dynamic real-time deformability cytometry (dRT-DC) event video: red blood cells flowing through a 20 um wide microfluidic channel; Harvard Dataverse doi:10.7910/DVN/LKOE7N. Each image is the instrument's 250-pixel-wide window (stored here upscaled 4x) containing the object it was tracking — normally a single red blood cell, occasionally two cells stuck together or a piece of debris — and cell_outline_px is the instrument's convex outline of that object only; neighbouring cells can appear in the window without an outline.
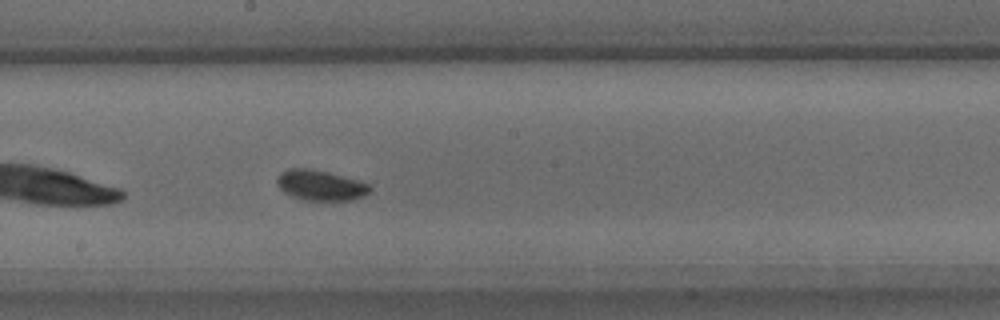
{"species": "common noctule bat (a hibernating species)", "species_latin": "Nyctalus noctula", "temperature_condition": "warm", "stored_images_in_passage": 27, "camera_frame_rate_fps": 3000, "um_per_image_px": 0.085, "animal": {"sex": "male", "body_mass_g": 15.6}, "frame": {"image": 1, "passage_image": 12, "time_ms": 3.667, "image_size_px": [1000, 320], "cell_outline_px": [[372, 188], [364, 196], [352, 200], [304, 200], [292, 196], [284, 192], [280, 188], [276, 180], [280, 172], [288, 168], [312, 168], [328, 172], [356, 180], [368, 184]], "centroid_in_image_um": [27.21, 15.74], "position_along_channel_um": 221.0, "area_um2": 16.36}}
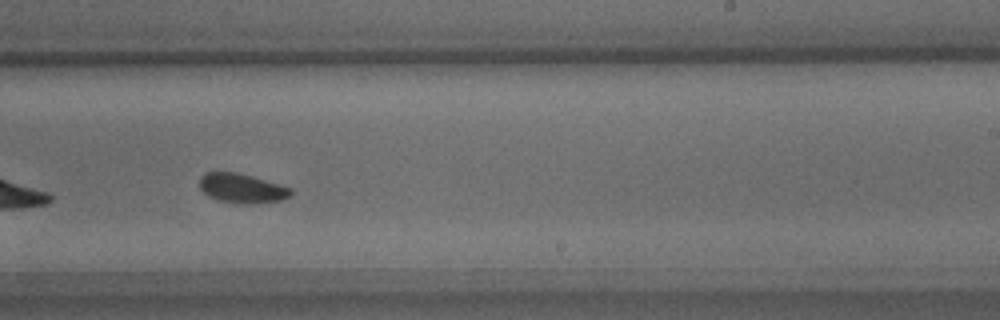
{"frame": {"image": 2, "passage_image": 15, "time_ms": 4.667, "image_size_px": [1000, 320], "cell_outline_px": [[292, 196], [280, 200], [256, 204], [244, 204], [220, 200], [208, 196], [200, 188], [200, 176], [204, 172], [236, 172], [252, 176], [292, 188]], "centroid_in_image_um": [20.57, 16.0], "position_along_channel_um": 268.4, "area_um2": 15.66}}
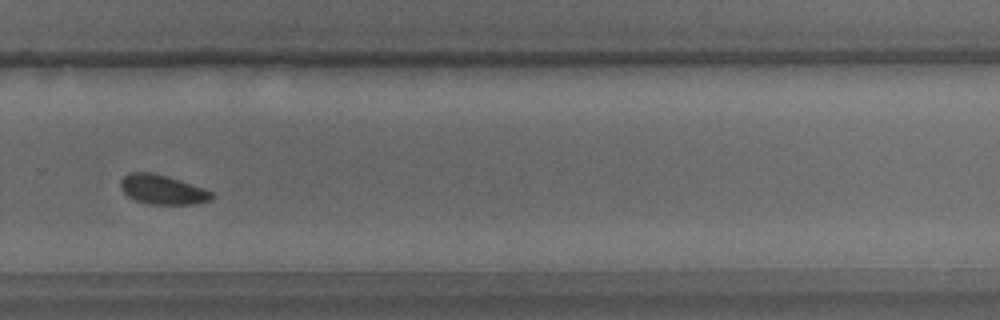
{"frame": {"image": 3, "passage_image": 18, "time_ms": 5.667, "image_size_px": [1000, 320], "cell_outline_px": [[212, 196], [208, 200], [196, 204], [148, 204], [136, 200], [128, 196], [120, 188], [120, 180], [128, 172], [152, 172], [180, 180], [204, 188], [212, 192]], "centroid_in_image_um": [13.77, 16.11], "position_along_channel_um": 316.0, "area_um2": 15.55}}